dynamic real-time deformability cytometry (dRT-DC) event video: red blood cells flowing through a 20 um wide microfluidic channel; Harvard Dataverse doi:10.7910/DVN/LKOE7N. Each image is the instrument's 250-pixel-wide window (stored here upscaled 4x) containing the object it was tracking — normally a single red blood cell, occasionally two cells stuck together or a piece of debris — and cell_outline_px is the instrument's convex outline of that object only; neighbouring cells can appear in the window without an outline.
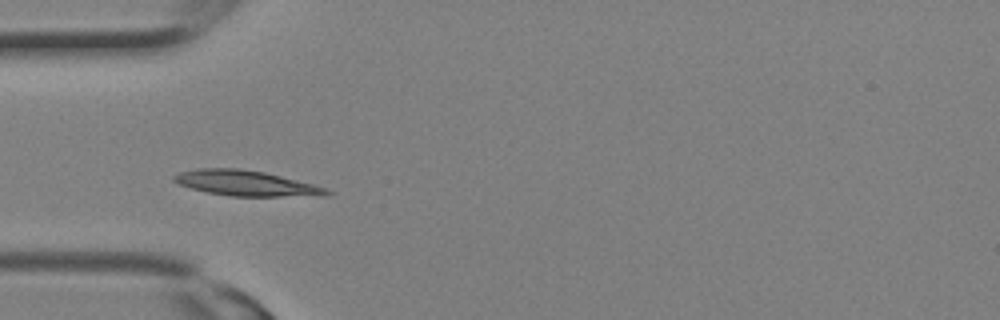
{"species": "Egyptian fruit bat (a non-hibernating species)", "species_latin": "Rousettus aegyptiacus", "temperature_condition": "room temperature", "stored_images_in_passage": 13, "camera_frame_rate_fps": 3000, "um_per_image_px": 0.085, "animal": {"sex": "female"}, "frame": {"image": 1, "passage_image": 8, "time_ms": 2.333, "image_size_px": [1000, 320], "cell_outline_px": [[332, 192], [328, 196], [232, 196], [208, 192], [192, 188], [180, 184], [172, 180], [172, 176], [180, 172], [196, 168], [236, 168], [264, 172], [312, 184], [324, 188]], "centroid_in_image_um": [20.9, 15.57], "position_along_channel_um": 64.1, "area_um2": 22.31}}
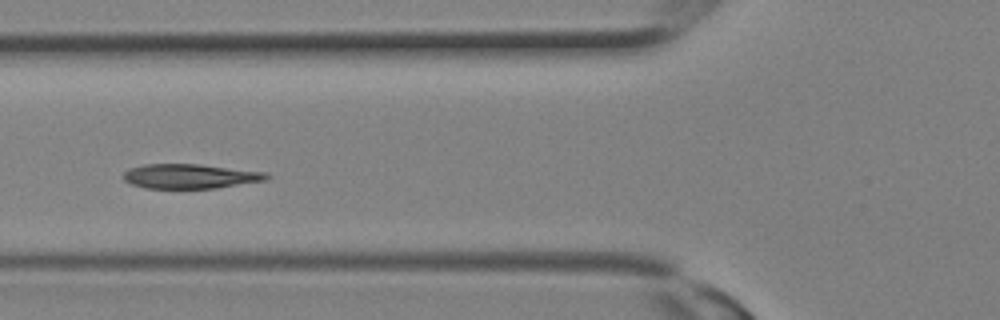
{"frame": {"image": 2, "passage_image": 10, "time_ms": 3.0, "image_size_px": [1000, 320], "cell_outline_px": [[272, 176], [264, 180], [216, 188], [144, 188], [132, 184], [124, 180], [124, 172], [128, 168], [144, 164], [200, 164], [264, 172]], "centroid_in_image_um": [16.12, 14.97], "position_along_channel_um": 109.7, "area_um2": 20.35}}
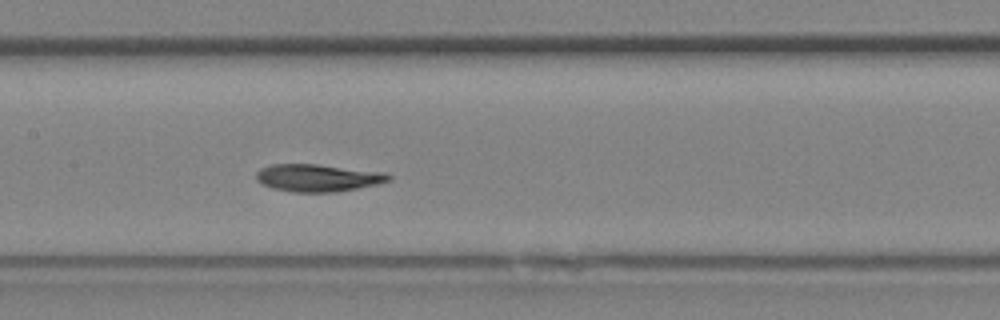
{"frame": {"image": 3, "passage_image": 13, "time_ms": 4.0, "image_size_px": [1000, 320], "cell_outline_px": [[392, 180], [380, 184], [336, 192], [292, 192], [272, 188], [256, 180], [256, 172], [260, 168], [272, 164], [316, 164], [388, 172], [392, 176]], "centroid_in_image_um": [27.08, 15.11], "position_along_channel_um": 180.3, "area_um2": 21.44}}